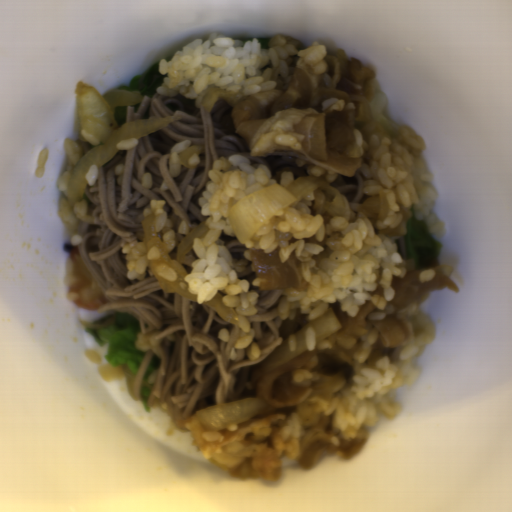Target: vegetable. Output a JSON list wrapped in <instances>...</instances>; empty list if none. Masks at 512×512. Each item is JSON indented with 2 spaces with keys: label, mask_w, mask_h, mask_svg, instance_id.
Here are the masks:
<instances>
[{
  "label": "vegetable",
  "mask_w": 512,
  "mask_h": 512,
  "mask_svg": "<svg viewBox=\"0 0 512 512\" xmlns=\"http://www.w3.org/2000/svg\"><path fill=\"white\" fill-rule=\"evenodd\" d=\"M404 260L412 261L417 268H434L440 257L442 245L438 238L428 231L426 221L418 219L412 211L407 229L397 237L389 238Z\"/></svg>",
  "instance_id": "2"
},
{
  "label": "vegetable",
  "mask_w": 512,
  "mask_h": 512,
  "mask_svg": "<svg viewBox=\"0 0 512 512\" xmlns=\"http://www.w3.org/2000/svg\"><path fill=\"white\" fill-rule=\"evenodd\" d=\"M160 63L153 64L138 76L132 77L127 84L119 86L118 90H138L141 97H152L162 87L165 75L159 71Z\"/></svg>",
  "instance_id": "3"
},
{
  "label": "vegetable",
  "mask_w": 512,
  "mask_h": 512,
  "mask_svg": "<svg viewBox=\"0 0 512 512\" xmlns=\"http://www.w3.org/2000/svg\"><path fill=\"white\" fill-rule=\"evenodd\" d=\"M158 366V360L151 358L148 360L144 369L139 398L146 411H149L150 408V406H148V399L152 392Z\"/></svg>",
  "instance_id": "4"
},
{
  "label": "vegetable",
  "mask_w": 512,
  "mask_h": 512,
  "mask_svg": "<svg viewBox=\"0 0 512 512\" xmlns=\"http://www.w3.org/2000/svg\"><path fill=\"white\" fill-rule=\"evenodd\" d=\"M141 323L127 312L101 316L87 324L86 331L98 345H106L105 360L112 366H126L137 375L145 353L136 346Z\"/></svg>",
  "instance_id": "1"
}]
</instances>
